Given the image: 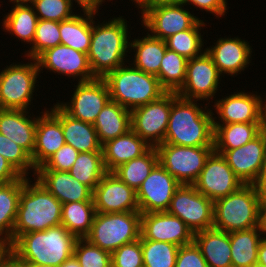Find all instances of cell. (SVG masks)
Returning a JSON list of instances; mask_svg holds the SVG:
<instances>
[{"instance_id": "3", "label": "cell", "mask_w": 266, "mask_h": 267, "mask_svg": "<svg viewBox=\"0 0 266 267\" xmlns=\"http://www.w3.org/2000/svg\"><path fill=\"white\" fill-rule=\"evenodd\" d=\"M77 237L63 225L20 235L11 252L27 265L59 267L74 254Z\"/></svg>"}, {"instance_id": "49", "label": "cell", "mask_w": 266, "mask_h": 267, "mask_svg": "<svg viewBox=\"0 0 266 267\" xmlns=\"http://www.w3.org/2000/svg\"><path fill=\"white\" fill-rule=\"evenodd\" d=\"M228 1L227 0H180L183 5H190V9H197L196 11H206L216 16V18L224 17L228 13ZM194 8H192V7ZM227 11V12H226Z\"/></svg>"}, {"instance_id": "25", "label": "cell", "mask_w": 266, "mask_h": 267, "mask_svg": "<svg viewBox=\"0 0 266 267\" xmlns=\"http://www.w3.org/2000/svg\"><path fill=\"white\" fill-rule=\"evenodd\" d=\"M36 116V117H35ZM37 115L30 110L0 109V133L22 147L30 156L35 147Z\"/></svg>"}, {"instance_id": "10", "label": "cell", "mask_w": 266, "mask_h": 267, "mask_svg": "<svg viewBox=\"0 0 266 267\" xmlns=\"http://www.w3.org/2000/svg\"><path fill=\"white\" fill-rule=\"evenodd\" d=\"M222 77L211 56L204 51L200 56L187 60L185 81L176 93L182 98L212 105L210 102L213 103L217 97Z\"/></svg>"}, {"instance_id": "6", "label": "cell", "mask_w": 266, "mask_h": 267, "mask_svg": "<svg viewBox=\"0 0 266 267\" xmlns=\"http://www.w3.org/2000/svg\"><path fill=\"white\" fill-rule=\"evenodd\" d=\"M259 199L253 184H244L214 202L213 228L231 233L258 227Z\"/></svg>"}, {"instance_id": "60", "label": "cell", "mask_w": 266, "mask_h": 267, "mask_svg": "<svg viewBox=\"0 0 266 267\" xmlns=\"http://www.w3.org/2000/svg\"><path fill=\"white\" fill-rule=\"evenodd\" d=\"M33 0H9L8 2L12 5H23V4H31ZM0 7L3 5L2 1H0ZM1 9V8H0Z\"/></svg>"}, {"instance_id": "1", "label": "cell", "mask_w": 266, "mask_h": 267, "mask_svg": "<svg viewBox=\"0 0 266 267\" xmlns=\"http://www.w3.org/2000/svg\"><path fill=\"white\" fill-rule=\"evenodd\" d=\"M212 112L208 104H200L197 100L185 99L177 95L171 103L164 143L214 147L213 116L215 114Z\"/></svg>"}, {"instance_id": "58", "label": "cell", "mask_w": 266, "mask_h": 267, "mask_svg": "<svg viewBox=\"0 0 266 267\" xmlns=\"http://www.w3.org/2000/svg\"><path fill=\"white\" fill-rule=\"evenodd\" d=\"M177 3H180V0H149V8L158 5L177 4Z\"/></svg>"}, {"instance_id": "54", "label": "cell", "mask_w": 266, "mask_h": 267, "mask_svg": "<svg viewBox=\"0 0 266 267\" xmlns=\"http://www.w3.org/2000/svg\"><path fill=\"white\" fill-rule=\"evenodd\" d=\"M259 229L266 236V202H259Z\"/></svg>"}, {"instance_id": "12", "label": "cell", "mask_w": 266, "mask_h": 267, "mask_svg": "<svg viewBox=\"0 0 266 267\" xmlns=\"http://www.w3.org/2000/svg\"><path fill=\"white\" fill-rule=\"evenodd\" d=\"M176 92H166L158 100L131 110V129L151 147L164 143L171 103Z\"/></svg>"}, {"instance_id": "41", "label": "cell", "mask_w": 266, "mask_h": 267, "mask_svg": "<svg viewBox=\"0 0 266 267\" xmlns=\"http://www.w3.org/2000/svg\"><path fill=\"white\" fill-rule=\"evenodd\" d=\"M145 267H175L179 246L164 241L141 239Z\"/></svg>"}, {"instance_id": "21", "label": "cell", "mask_w": 266, "mask_h": 267, "mask_svg": "<svg viewBox=\"0 0 266 267\" xmlns=\"http://www.w3.org/2000/svg\"><path fill=\"white\" fill-rule=\"evenodd\" d=\"M214 151L225 158L244 184H253L266 167V147L262 132L239 148Z\"/></svg>"}, {"instance_id": "17", "label": "cell", "mask_w": 266, "mask_h": 267, "mask_svg": "<svg viewBox=\"0 0 266 267\" xmlns=\"http://www.w3.org/2000/svg\"><path fill=\"white\" fill-rule=\"evenodd\" d=\"M193 185L198 192L215 202L233 193L244 183L232 171L225 158L213 151Z\"/></svg>"}, {"instance_id": "48", "label": "cell", "mask_w": 266, "mask_h": 267, "mask_svg": "<svg viewBox=\"0 0 266 267\" xmlns=\"http://www.w3.org/2000/svg\"><path fill=\"white\" fill-rule=\"evenodd\" d=\"M175 267H208V265L193 241L179 247Z\"/></svg>"}, {"instance_id": "42", "label": "cell", "mask_w": 266, "mask_h": 267, "mask_svg": "<svg viewBox=\"0 0 266 267\" xmlns=\"http://www.w3.org/2000/svg\"><path fill=\"white\" fill-rule=\"evenodd\" d=\"M59 28L60 22L39 19L33 43L24 51V58L36 60L44 51L61 44Z\"/></svg>"}, {"instance_id": "62", "label": "cell", "mask_w": 266, "mask_h": 267, "mask_svg": "<svg viewBox=\"0 0 266 267\" xmlns=\"http://www.w3.org/2000/svg\"><path fill=\"white\" fill-rule=\"evenodd\" d=\"M261 132H262V135L264 137V140H265V147H266V122H263L262 126H261Z\"/></svg>"}, {"instance_id": "38", "label": "cell", "mask_w": 266, "mask_h": 267, "mask_svg": "<svg viewBox=\"0 0 266 267\" xmlns=\"http://www.w3.org/2000/svg\"><path fill=\"white\" fill-rule=\"evenodd\" d=\"M207 20H199L192 28L180 31L165 40L167 48L175 51L186 59H192L194 57L200 56L206 48L204 44L206 42L203 39V35L206 33L204 31L201 34V29L207 25Z\"/></svg>"}, {"instance_id": "61", "label": "cell", "mask_w": 266, "mask_h": 267, "mask_svg": "<svg viewBox=\"0 0 266 267\" xmlns=\"http://www.w3.org/2000/svg\"><path fill=\"white\" fill-rule=\"evenodd\" d=\"M261 107H262V121L266 122V96L261 97Z\"/></svg>"}, {"instance_id": "11", "label": "cell", "mask_w": 266, "mask_h": 267, "mask_svg": "<svg viewBox=\"0 0 266 267\" xmlns=\"http://www.w3.org/2000/svg\"><path fill=\"white\" fill-rule=\"evenodd\" d=\"M214 202L196 190L181 184L171 199L168 213L179 217L195 234L213 228Z\"/></svg>"}, {"instance_id": "52", "label": "cell", "mask_w": 266, "mask_h": 267, "mask_svg": "<svg viewBox=\"0 0 266 267\" xmlns=\"http://www.w3.org/2000/svg\"><path fill=\"white\" fill-rule=\"evenodd\" d=\"M0 267H29V265L19 260L12 252H10L2 261Z\"/></svg>"}, {"instance_id": "34", "label": "cell", "mask_w": 266, "mask_h": 267, "mask_svg": "<svg viewBox=\"0 0 266 267\" xmlns=\"http://www.w3.org/2000/svg\"><path fill=\"white\" fill-rule=\"evenodd\" d=\"M262 124H214V150H232L245 145L261 132Z\"/></svg>"}, {"instance_id": "16", "label": "cell", "mask_w": 266, "mask_h": 267, "mask_svg": "<svg viewBox=\"0 0 266 267\" xmlns=\"http://www.w3.org/2000/svg\"><path fill=\"white\" fill-rule=\"evenodd\" d=\"M36 60L40 74L45 69L46 73H57L72 78L73 82L75 78L78 79L77 82L96 79L91 71L88 55L63 44L44 51Z\"/></svg>"}, {"instance_id": "22", "label": "cell", "mask_w": 266, "mask_h": 267, "mask_svg": "<svg viewBox=\"0 0 266 267\" xmlns=\"http://www.w3.org/2000/svg\"><path fill=\"white\" fill-rule=\"evenodd\" d=\"M140 239L169 242L179 247L193 242L194 233L179 217L163 212L141 214Z\"/></svg>"}, {"instance_id": "44", "label": "cell", "mask_w": 266, "mask_h": 267, "mask_svg": "<svg viewBox=\"0 0 266 267\" xmlns=\"http://www.w3.org/2000/svg\"><path fill=\"white\" fill-rule=\"evenodd\" d=\"M0 155L8 160L22 176H35L36 169L32 163L31 156L22 147H20L1 133ZM30 174L31 176H29Z\"/></svg>"}, {"instance_id": "53", "label": "cell", "mask_w": 266, "mask_h": 267, "mask_svg": "<svg viewBox=\"0 0 266 267\" xmlns=\"http://www.w3.org/2000/svg\"><path fill=\"white\" fill-rule=\"evenodd\" d=\"M75 3H77V7L80 8H88V9H102L100 6H104L102 4H105V0H74Z\"/></svg>"}, {"instance_id": "26", "label": "cell", "mask_w": 266, "mask_h": 267, "mask_svg": "<svg viewBox=\"0 0 266 267\" xmlns=\"http://www.w3.org/2000/svg\"><path fill=\"white\" fill-rule=\"evenodd\" d=\"M150 148L145 140L130 129L126 134L102 145L105 169L107 172H112L119 165L140 157Z\"/></svg>"}, {"instance_id": "4", "label": "cell", "mask_w": 266, "mask_h": 267, "mask_svg": "<svg viewBox=\"0 0 266 267\" xmlns=\"http://www.w3.org/2000/svg\"><path fill=\"white\" fill-rule=\"evenodd\" d=\"M32 178L24 176L10 245L22 234L61 225L62 203L35 177Z\"/></svg>"}, {"instance_id": "40", "label": "cell", "mask_w": 266, "mask_h": 267, "mask_svg": "<svg viewBox=\"0 0 266 267\" xmlns=\"http://www.w3.org/2000/svg\"><path fill=\"white\" fill-rule=\"evenodd\" d=\"M187 60L175 51L166 49L157 75L161 87L166 92H177L182 87L186 77Z\"/></svg>"}, {"instance_id": "32", "label": "cell", "mask_w": 266, "mask_h": 267, "mask_svg": "<svg viewBox=\"0 0 266 267\" xmlns=\"http://www.w3.org/2000/svg\"><path fill=\"white\" fill-rule=\"evenodd\" d=\"M61 125L65 143L73 146L78 152L102 150L93 124L75 119L61 108Z\"/></svg>"}, {"instance_id": "30", "label": "cell", "mask_w": 266, "mask_h": 267, "mask_svg": "<svg viewBox=\"0 0 266 267\" xmlns=\"http://www.w3.org/2000/svg\"><path fill=\"white\" fill-rule=\"evenodd\" d=\"M101 145L131 129V111L114 101H109L97 115L93 124Z\"/></svg>"}, {"instance_id": "35", "label": "cell", "mask_w": 266, "mask_h": 267, "mask_svg": "<svg viewBox=\"0 0 266 267\" xmlns=\"http://www.w3.org/2000/svg\"><path fill=\"white\" fill-rule=\"evenodd\" d=\"M23 186L24 176L14 182L0 184V240L9 244Z\"/></svg>"}, {"instance_id": "28", "label": "cell", "mask_w": 266, "mask_h": 267, "mask_svg": "<svg viewBox=\"0 0 266 267\" xmlns=\"http://www.w3.org/2000/svg\"><path fill=\"white\" fill-rule=\"evenodd\" d=\"M73 17L60 22L61 44L88 54L91 43L92 23L99 9L82 8Z\"/></svg>"}, {"instance_id": "55", "label": "cell", "mask_w": 266, "mask_h": 267, "mask_svg": "<svg viewBox=\"0 0 266 267\" xmlns=\"http://www.w3.org/2000/svg\"><path fill=\"white\" fill-rule=\"evenodd\" d=\"M257 262L266 265V236H263L259 244Z\"/></svg>"}, {"instance_id": "31", "label": "cell", "mask_w": 266, "mask_h": 267, "mask_svg": "<svg viewBox=\"0 0 266 267\" xmlns=\"http://www.w3.org/2000/svg\"><path fill=\"white\" fill-rule=\"evenodd\" d=\"M38 17L35 14L34 8L31 4L13 5L11 10L3 15L2 31L8 33L9 36H15L21 43H33ZM23 41V42H22Z\"/></svg>"}, {"instance_id": "5", "label": "cell", "mask_w": 266, "mask_h": 267, "mask_svg": "<svg viewBox=\"0 0 266 267\" xmlns=\"http://www.w3.org/2000/svg\"><path fill=\"white\" fill-rule=\"evenodd\" d=\"M103 79L108 85L111 101L130 111L158 100L166 93L157 76L133 67L130 62L109 72Z\"/></svg>"}, {"instance_id": "29", "label": "cell", "mask_w": 266, "mask_h": 267, "mask_svg": "<svg viewBox=\"0 0 266 267\" xmlns=\"http://www.w3.org/2000/svg\"><path fill=\"white\" fill-rule=\"evenodd\" d=\"M193 241L208 267H232L230 233L210 228L195 233Z\"/></svg>"}, {"instance_id": "19", "label": "cell", "mask_w": 266, "mask_h": 267, "mask_svg": "<svg viewBox=\"0 0 266 267\" xmlns=\"http://www.w3.org/2000/svg\"><path fill=\"white\" fill-rule=\"evenodd\" d=\"M37 115L35 147L31 156L35 169L41 167L64 144L61 125V107L53 103ZM41 115V116H40Z\"/></svg>"}, {"instance_id": "43", "label": "cell", "mask_w": 266, "mask_h": 267, "mask_svg": "<svg viewBox=\"0 0 266 267\" xmlns=\"http://www.w3.org/2000/svg\"><path fill=\"white\" fill-rule=\"evenodd\" d=\"M74 0H33L31 5L34 8L38 19L61 22L77 14Z\"/></svg>"}, {"instance_id": "36", "label": "cell", "mask_w": 266, "mask_h": 267, "mask_svg": "<svg viewBox=\"0 0 266 267\" xmlns=\"http://www.w3.org/2000/svg\"><path fill=\"white\" fill-rule=\"evenodd\" d=\"M95 213L93 201L62 204L61 225L77 238H85L90 233Z\"/></svg>"}, {"instance_id": "56", "label": "cell", "mask_w": 266, "mask_h": 267, "mask_svg": "<svg viewBox=\"0 0 266 267\" xmlns=\"http://www.w3.org/2000/svg\"><path fill=\"white\" fill-rule=\"evenodd\" d=\"M10 252L11 245L6 241L0 240V264Z\"/></svg>"}, {"instance_id": "59", "label": "cell", "mask_w": 266, "mask_h": 267, "mask_svg": "<svg viewBox=\"0 0 266 267\" xmlns=\"http://www.w3.org/2000/svg\"><path fill=\"white\" fill-rule=\"evenodd\" d=\"M59 267H81L78 260L73 255L66 261H64Z\"/></svg>"}, {"instance_id": "47", "label": "cell", "mask_w": 266, "mask_h": 267, "mask_svg": "<svg viewBox=\"0 0 266 267\" xmlns=\"http://www.w3.org/2000/svg\"><path fill=\"white\" fill-rule=\"evenodd\" d=\"M78 152L73 146L64 144L41 167L36 170L69 171L72 168Z\"/></svg>"}, {"instance_id": "45", "label": "cell", "mask_w": 266, "mask_h": 267, "mask_svg": "<svg viewBox=\"0 0 266 267\" xmlns=\"http://www.w3.org/2000/svg\"><path fill=\"white\" fill-rule=\"evenodd\" d=\"M73 255L81 267H112L111 253L91 244L85 238L77 239Z\"/></svg>"}, {"instance_id": "13", "label": "cell", "mask_w": 266, "mask_h": 267, "mask_svg": "<svg viewBox=\"0 0 266 267\" xmlns=\"http://www.w3.org/2000/svg\"><path fill=\"white\" fill-rule=\"evenodd\" d=\"M68 102H56L71 117L94 124L97 115L111 100L109 88L103 78L87 82H76Z\"/></svg>"}, {"instance_id": "63", "label": "cell", "mask_w": 266, "mask_h": 267, "mask_svg": "<svg viewBox=\"0 0 266 267\" xmlns=\"http://www.w3.org/2000/svg\"><path fill=\"white\" fill-rule=\"evenodd\" d=\"M251 267H266V265H263L259 262H256L255 264H253Z\"/></svg>"}, {"instance_id": "18", "label": "cell", "mask_w": 266, "mask_h": 267, "mask_svg": "<svg viewBox=\"0 0 266 267\" xmlns=\"http://www.w3.org/2000/svg\"><path fill=\"white\" fill-rule=\"evenodd\" d=\"M181 184L158 162L136 191L141 213L167 211Z\"/></svg>"}, {"instance_id": "7", "label": "cell", "mask_w": 266, "mask_h": 267, "mask_svg": "<svg viewBox=\"0 0 266 267\" xmlns=\"http://www.w3.org/2000/svg\"><path fill=\"white\" fill-rule=\"evenodd\" d=\"M25 60L28 62H13L0 69V109L32 110L36 106L32 101L36 100L34 95L38 96L40 71L37 60Z\"/></svg>"}, {"instance_id": "37", "label": "cell", "mask_w": 266, "mask_h": 267, "mask_svg": "<svg viewBox=\"0 0 266 267\" xmlns=\"http://www.w3.org/2000/svg\"><path fill=\"white\" fill-rule=\"evenodd\" d=\"M157 163V150L155 147H151L140 157L119 165L112 173L129 187L137 191Z\"/></svg>"}, {"instance_id": "33", "label": "cell", "mask_w": 266, "mask_h": 267, "mask_svg": "<svg viewBox=\"0 0 266 267\" xmlns=\"http://www.w3.org/2000/svg\"><path fill=\"white\" fill-rule=\"evenodd\" d=\"M259 227L230 233L232 267H251L257 262L258 247L263 238Z\"/></svg>"}, {"instance_id": "24", "label": "cell", "mask_w": 266, "mask_h": 267, "mask_svg": "<svg viewBox=\"0 0 266 267\" xmlns=\"http://www.w3.org/2000/svg\"><path fill=\"white\" fill-rule=\"evenodd\" d=\"M34 177L62 204L93 201V191L68 171L36 170Z\"/></svg>"}, {"instance_id": "15", "label": "cell", "mask_w": 266, "mask_h": 267, "mask_svg": "<svg viewBox=\"0 0 266 267\" xmlns=\"http://www.w3.org/2000/svg\"><path fill=\"white\" fill-rule=\"evenodd\" d=\"M231 94L224 95L213 102L212 112L214 124L231 123H263L262 121V94L257 91L245 92L236 90ZM233 93V94H232Z\"/></svg>"}, {"instance_id": "51", "label": "cell", "mask_w": 266, "mask_h": 267, "mask_svg": "<svg viewBox=\"0 0 266 267\" xmlns=\"http://www.w3.org/2000/svg\"><path fill=\"white\" fill-rule=\"evenodd\" d=\"M260 202H266V167L262 170L257 180L253 183Z\"/></svg>"}, {"instance_id": "64", "label": "cell", "mask_w": 266, "mask_h": 267, "mask_svg": "<svg viewBox=\"0 0 266 267\" xmlns=\"http://www.w3.org/2000/svg\"><path fill=\"white\" fill-rule=\"evenodd\" d=\"M29 267H53V266H48V265H46V266H33V265H29Z\"/></svg>"}, {"instance_id": "57", "label": "cell", "mask_w": 266, "mask_h": 267, "mask_svg": "<svg viewBox=\"0 0 266 267\" xmlns=\"http://www.w3.org/2000/svg\"><path fill=\"white\" fill-rule=\"evenodd\" d=\"M113 1V0H112ZM134 2V7L139 10V16L142 15L149 8V0H129Z\"/></svg>"}, {"instance_id": "14", "label": "cell", "mask_w": 266, "mask_h": 267, "mask_svg": "<svg viewBox=\"0 0 266 267\" xmlns=\"http://www.w3.org/2000/svg\"><path fill=\"white\" fill-rule=\"evenodd\" d=\"M188 8L182 3L158 5L148 8L139 20L153 37L165 41L180 31L192 28L200 20Z\"/></svg>"}, {"instance_id": "2", "label": "cell", "mask_w": 266, "mask_h": 267, "mask_svg": "<svg viewBox=\"0 0 266 267\" xmlns=\"http://www.w3.org/2000/svg\"><path fill=\"white\" fill-rule=\"evenodd\" d=\"M124 16L111 17L92 23L88 61L96 78H104L109 72L129 61L131 28ZM98 22V23H97ZM128 22V23H127ZM130 34V35H129Z\"/></svg>"}, {"instance_id": "20", "label": "cell", "mask_w": 266, "mask_h": 267, "mask_svg": "<svg viewBox=\"0 0 266 267\" xmlns=\"http://www.w3.org/2000/svg\"><path fill=\"white\" fill-rule=\"evenodd\" d=\"M92 198L95 211L99 213L139 211L136 191L112 172L103 176L94 188Z\"/></svg>"}, {"instance_id": "39", "label": "cell", "mask_w": 266, "mask_h": 267, "mask_svg": "<svg viewBox=\"0 0 266 267\" xmlns=\"http://www.w3.org/2000/svg\"><path fill=\"white\" fill-rule=\"evenodd\" d=\"M68 172L93 191L107 173L103 162V151L79 153Z\"/></svg>"}, {"instance_id": "8", "label": "cell", "mask_w": 266, "mask_h": 267, "mask_svg": "<svg viewBox=\"0 0 266 267\" xmlns=\"http://www.w3.org/2000/svg\"><path fill=\"white\" fill-rule=\"evenodd\" d=\"M141 212H96L90 233L85 237L91 244L113 253L124 244L140 239Z\"/></svg>"}, {"instance_id": "50", "label": "cell", "mask_w": 266, "mask_h": 267, "mask_svg": "<svg viewBox=\"0 0 266 267\" xmlns=\"http://www.w3.org/2000/svg\"><path fill=\"white\" fill-rule=\"evenodd\" d=\"M22 175L12 164L0 155V184H7L20 179Z\"/></svg>"}, {"instance_id": "27", "label": "cell", "mask_w": 266, "mask_h": 267, "mask_svg": "<svg viewBox=\"0 0 266 267\" xmlns=\"http://www.w3.org/2000/svg\"><path fill=\"white\" fill-rule=\"evenodd\" d=\"M145 36L134 37L130 39L129 55L130 64L148 74L157 76L159 74L161 60L167 49L166 42L162 39L153 37L146 29L143 28ZM131 57V58H130ZM131 59V61H130ZM133 60V61H132Z\"/></svg>"}, {"instance_id": "9", "label": "cell", "mask_w": 266, "mask_h": 267, "mask_svg": "<svg viewBox=\"0 0 266 267\" xmlns=\"http://www.w3.org/2000/svg\"><path fill=\"white\" fill-rule=\"evenodd\" d=\"M158 162L180 184L193 185L214 147H191L162 143L155 147Z\"/></svg>"}, {"instance_id": "23", "label": "cell", "mask_w": 266, "mask_h": 267, "mask_svg": "<svg viewBox=\"0 0 266 267\" xmlns=\"http://www.w3.org/2000/svg\"><path fill=\"white\" fill-rule=\"evenodd\" d=\"M250 43L240 37H221L214 45H206V52L211 56L219 73L233 78L245 71L252 63L253 48ZM235 75V76H234Z\"/></svg>"}, {"instance_id": "46", "label": "cell", "mask_w": 266, "mask_h": 267, "mask_svg": "<svg viewBox=\"0 0 266 267\" xmlns=\"http://www.w3.org/2000/svg\"><path fill=\"white\" fill-rule=\"evenodd\" d=\"M112 267H142L141 239L124 244L111 254Z\"/></svg>"}]
</instances>
